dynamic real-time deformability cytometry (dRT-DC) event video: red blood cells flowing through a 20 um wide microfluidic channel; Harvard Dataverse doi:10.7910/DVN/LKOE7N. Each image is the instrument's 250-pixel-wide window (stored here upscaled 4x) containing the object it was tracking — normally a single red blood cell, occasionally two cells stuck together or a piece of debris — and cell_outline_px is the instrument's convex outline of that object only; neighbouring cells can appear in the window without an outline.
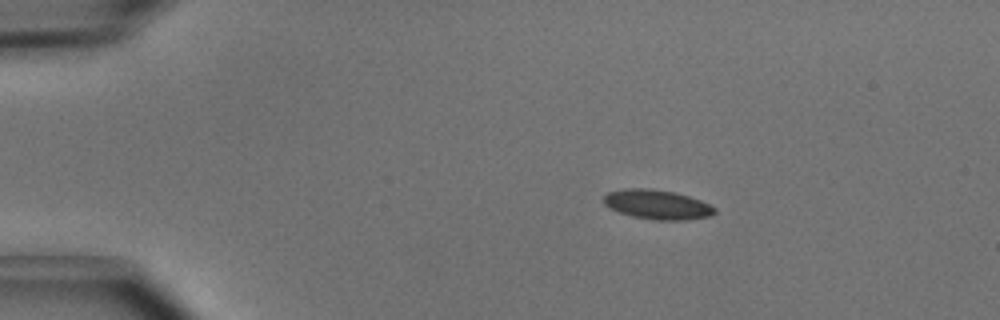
{"species": "common noctule bat (a hibernating species)", "species_latin": "Nyctalus noctula", "temperature_condition": "cold", "stored_images_in_passage": 5, "camera_frame_rate_fps": 3000, "um_per_image_px": 0.085, "animal": {"sex": "male", "body_mass_g": 15.6}, "frame": {"image": 1, "passage_image": 2, "time_ms": 0.333, "image_size_px": [1000, 320], "cell_outline_px": [[716, 212], [712, 216], [684, 220], [656, 220], [632, 216], [620, 212], [604, 204], [604, 196], [608, 192], [624, 188], [652, 188], [676, 192], [700, 200], [716, 208]], "centroid_in_image_um": [55.89, 17.38], "position_along_channel_um": 29.1, "area_um2": 19.07}}
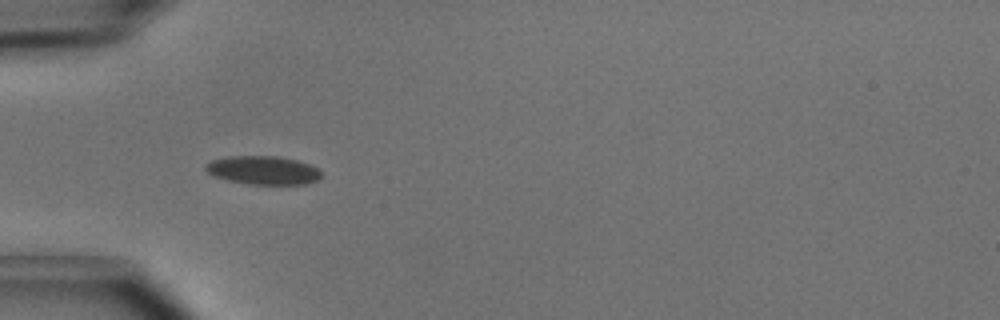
{"frame": {"image": 2, "passage_image": 4, "time_ms": 1.0, "image_size_px": [1000, 320], "cell_outline_px": [[320, 176], [316, 180], [304, 184], [248, 184], [228, 180], [216, 176], [208, 172], [204, 168], [204, 164], [212, 160], [228, 156], [276, 156], [296, 160], [308, 164], [316, 168], [320, 172]], "centroid_in_image_um": [22.32, 14.46], "position_along_channel_um": 62.7, "area_um2": 18.96}}